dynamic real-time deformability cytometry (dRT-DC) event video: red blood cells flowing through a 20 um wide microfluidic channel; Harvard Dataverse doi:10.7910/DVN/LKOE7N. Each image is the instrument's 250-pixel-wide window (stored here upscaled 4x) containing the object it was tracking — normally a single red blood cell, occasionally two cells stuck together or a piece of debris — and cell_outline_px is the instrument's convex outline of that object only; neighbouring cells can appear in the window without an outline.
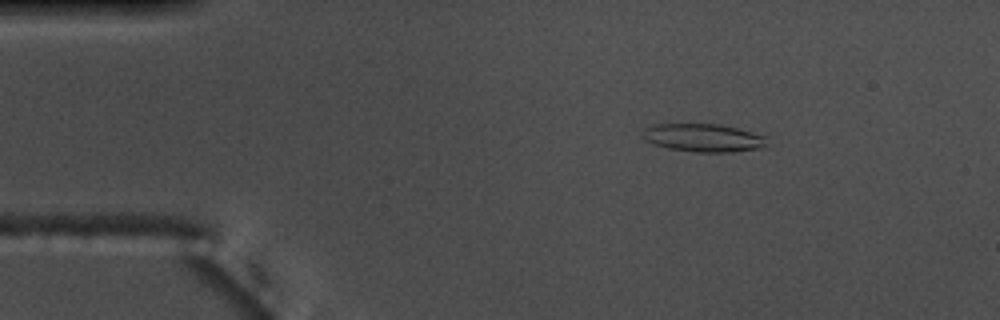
{"species": "common noctule bat (a hibernating species)", "species_latin": "Nyctalus noctula", "temperature_condition": "warm", "stored_images_in_passage": 55, "camera_frame_rate_fps": 3000, "um_per_image_px": 0.085, "animal": {"sex": "male", "body_mass_g": 17.5, "forearm_length_mm": 52.3}, "frame": {"image": 1, "passage_image": 9, "time_ms": 2.667, "image_size_px": [1000, 320], "cell_outline_px": [[768, 144], [756, 148], [728, 152], [696, 152], [668, 148], [652, 144], [644, 140], [640, 132], [644, 128], [652, 124], [720, 124], [768, 136]], "centroid_in_image_um": [59.73, 11.7], "position_along_channel_um": 25.3, "area_um2": 20.46}}
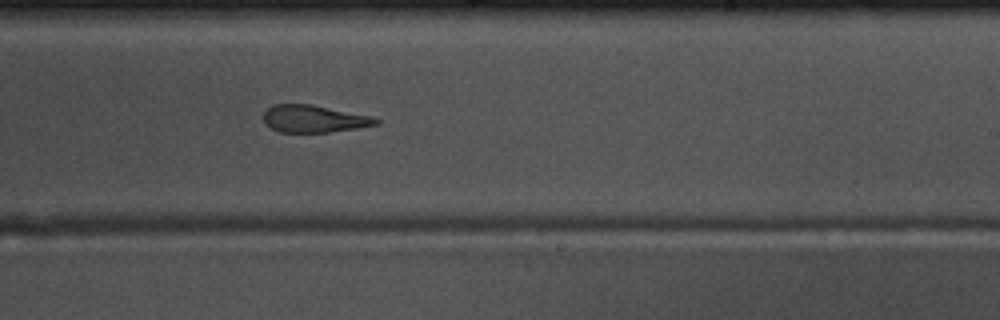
{"frame": {"image": 2, "passage_image": 33, "time_ms": 10.667, "image_size_px": [1000, 320], "cell_outline_px": [[380, 124], [356, 128], [328, 132], [280, 132], [264, 124], [264, 112], [272, 104], [312, 104], [368, 116], [380, 120]], "centroid_in_image_um": [26.64, 10.1], "position_along_channel_um": 262.4, "area_um2": 17.69}}
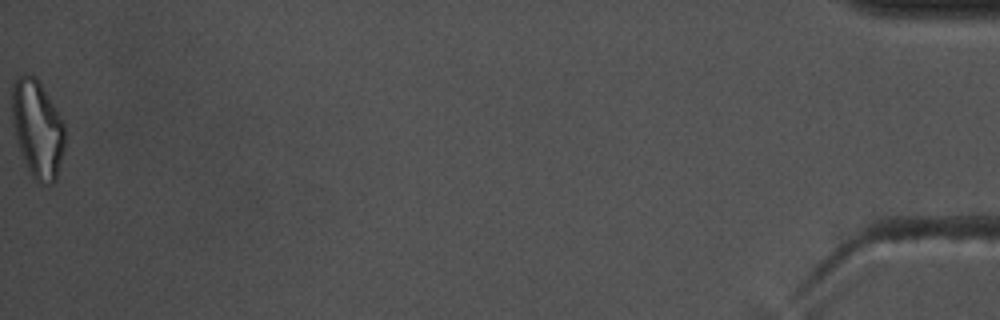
{"frame": {"image": 3, "passage_image": 55, "time_ms": 18.0, "image_size_px": [1000, 320], "cell_outline_px": [[64, 148], [56, 180], [52, 184], [40, 184], [32, 176], [20, 152], [16, 140], [12, 120], [12, 84], [16, 76], [36, 76], [60, 116], [64, 124]], "centroid_in_image_um": [3.17, 10.97], "position_along_channel_um": 432.0, "area_um2": 29.88}, "authors_computed_cell_mechanics": {"area_um2": 20.6346, "velocity_mm_per_s": 3.7627, "shape_relaxation_time_tau1_ms": null, "shape_relaxation_time_tau2_ms": 3.1396, "deformation_change_tau1": null, "deformation_change_tau2": 0.1441}}